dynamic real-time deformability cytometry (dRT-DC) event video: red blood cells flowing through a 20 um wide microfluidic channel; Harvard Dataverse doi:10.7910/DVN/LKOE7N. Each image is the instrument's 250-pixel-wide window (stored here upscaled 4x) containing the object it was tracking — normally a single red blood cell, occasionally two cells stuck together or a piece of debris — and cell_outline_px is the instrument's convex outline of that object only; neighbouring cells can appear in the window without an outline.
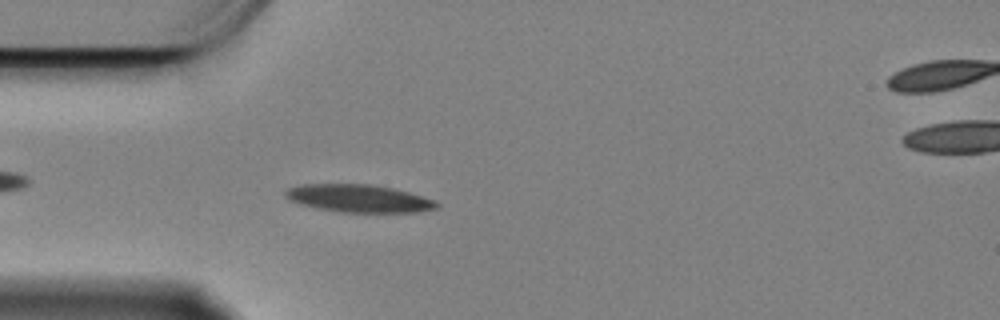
{"species": "Egyptian fruit bat (a non-hibernating species)", "species_latin": "Rousettus aegyptiacus", "temperature_condition": "cold", "stored_images_in_passage": 49, "camera_frame_rate_fps": 3000, "um_per_image_px": 0.085, "animal": {"sex": "female"}, "frame": {"image": 1, "passage_image": 6, "time_ms": 1.667, "image_size_px": [1000, 320], "cell_outline_px": [[440, 204], [436, 208], [420, 212], [340, 212], [316, 208], [300, 204], [288, 200], [284, 196], [284, 192], [288, 188], [300, 184], [372, 184], [392, 188], [408, 192], [436, 200]], "centroid_in_image_um": [30.48, 16.86], "position_along_channel_um": 54.5, "area_um2": 24.57}}
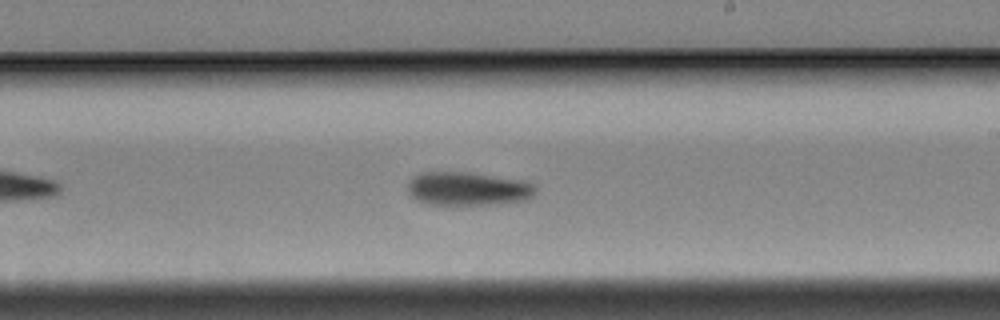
{"frame": {"image": 2, "passage_image": 24, "time_ms": 7.667, "image_size_px": [1000, 320], "cell_outline_px": [[536, 192], [532, 196], [524, 200], [496, 204], [428, 204], [416, 200], [408, 192], [408, 184], [412, 176], [420, 172], [472, 172], [524, 180], [532, 184], [536, 188]], "centroid_in_image_um": [39.76, 16.02], "position_along_channel_um": 249.2, "area_um2": 25.09}}
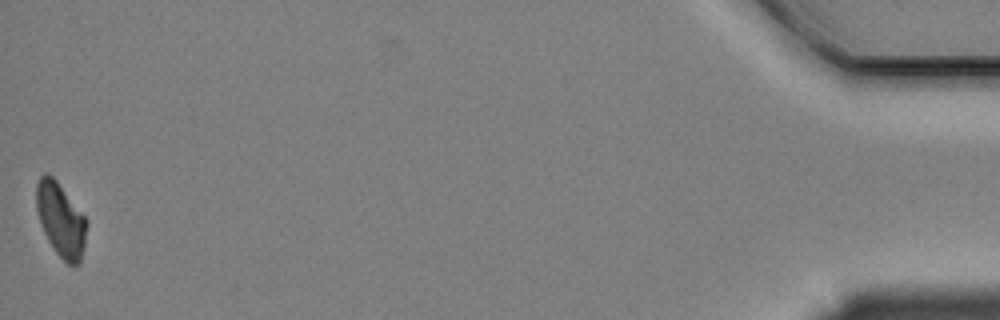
{"frame": {"image": 3, "passage_image": 49, "time_ms": 16.0, "image_size_px": [1000, 320], "cell_outline_px": [[88, 224], [84, 248], [80, 264], [68, 264], [56, 252], [48, 240], [44, 232], [36, 208], [36, 184], [40, 176], [44, 172], [48, 172], [56, 180], [88, 220]], "centroid_in_image_um": [5.18, 18.66], "position_along_channel_um": 430.0, "area_um2": 21.62}, "authors_computed_cell_mechanics": {"area_um2": 24.565, "velocity_mm_per_s": 3.3224, "shape_relaxation_time_tau1_ms": 4.5873, "shape_relaxation_time_tau2_ms": null, "deformation_change_tau1": 0.1361, "deformation_change_tau2": null}}